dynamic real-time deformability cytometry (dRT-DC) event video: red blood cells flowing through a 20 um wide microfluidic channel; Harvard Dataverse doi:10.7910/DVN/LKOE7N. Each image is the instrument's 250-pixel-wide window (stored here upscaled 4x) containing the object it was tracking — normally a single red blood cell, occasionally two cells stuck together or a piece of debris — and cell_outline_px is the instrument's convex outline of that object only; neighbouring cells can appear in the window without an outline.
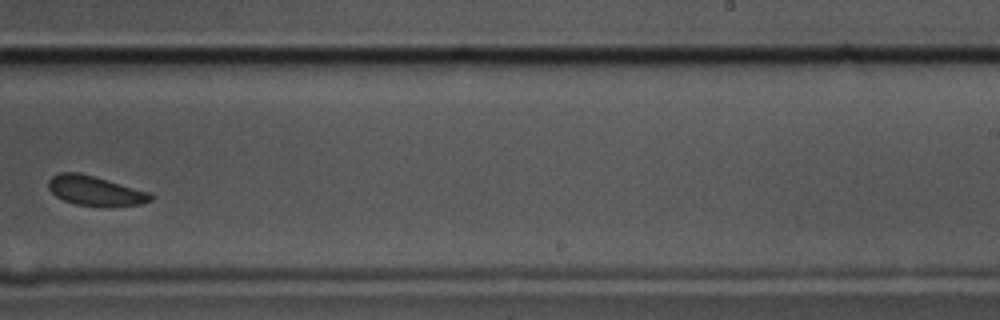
{"species": "common noctule bat (a hibernating species)", "species_latin": "Nyctalus noctula", "temperature_condition": "cold", "stored_images_in_passage": 13, "camera_frame_rate_fps": 3000, "um_per_image_px": 0.085, "animal": {"sex": "male", "body_mass_g": 17.5, "forearm_length_mm": 52.3}, "frame": {"image": 1, "passage_image": 8, "time_ms": 2.333, "image_size_px": [1000, 320], "cell_outline_px": [[152, 200], [140, 204], [72, 204], [56, 196], [48, 188], [48, 180], [52, 176], [60, 172], [80, 172], [148, 192], [152, 196]], "centroid_in_image_um": [8.0, 16.17], "position_along_channel_um": 281.0, "area_um2": 16.88}}
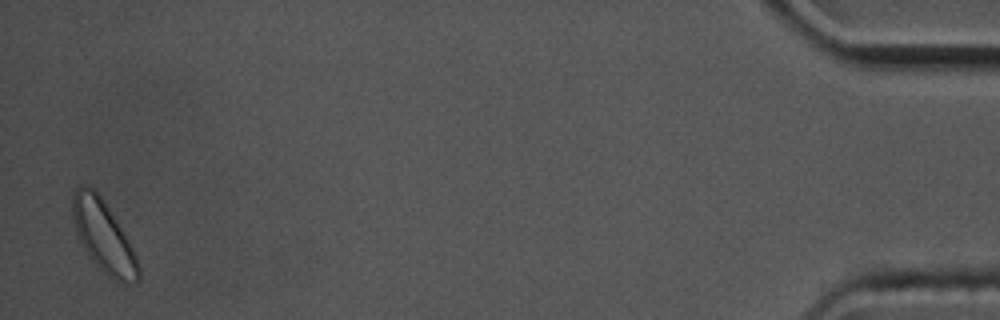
{"frame": {"image": 2, "passage_image": 13, "time_ms": 4.0, "image_size_px": [1000, 320], "cell_outline_px": [[140, 280], [136, 284], [120, 284], [112, 280], [88, 256], [76, 232], [72, 216], [72, 192], [80, 184], [88, 184], [100, 196], [116, 220], [132, 248], [136, 256], [140, 268]], "centroid_in_image_um": [8.79, 20.13], "position_along_channel_um": 426.4, "area_um2": 27.46}}